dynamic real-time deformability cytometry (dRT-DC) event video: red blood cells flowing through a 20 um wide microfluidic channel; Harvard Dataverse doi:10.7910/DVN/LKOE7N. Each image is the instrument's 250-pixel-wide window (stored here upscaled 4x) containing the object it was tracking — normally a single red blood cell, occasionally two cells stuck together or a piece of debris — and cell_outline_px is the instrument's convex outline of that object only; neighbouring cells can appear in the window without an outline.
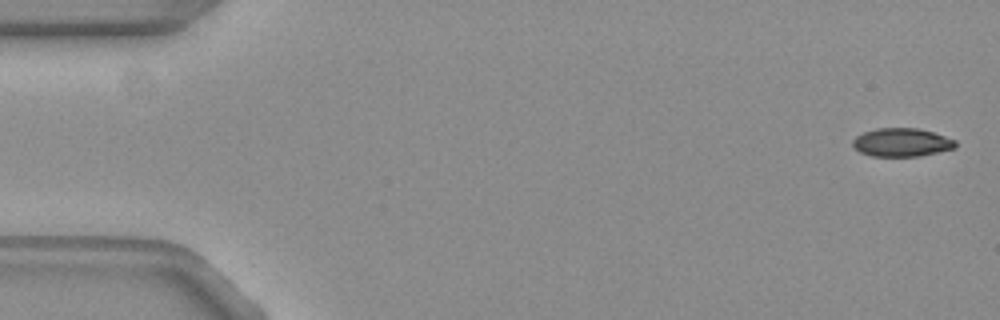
{"species": "common noctule bat (a hibernating species)", "species_latin": "Nyctalus noctula", "temperature_condition": "warm", "stored_images_in_passage": 16, "camera_frame_rate_fps": 3000, "um_per_image_px": 0.085, "animal": {"sex": "female", "body_mass_g": 19.3, "forearm_length_mm": 54.1}, "frame": {"image": 1, "passage_image": 2, "time_ms": 0.333, "image_size_px": [1000, 320], "cell_outline_px": [[956, 148], [916, 156], [872, 156], [860, 152], [852, 144], [852, 140], [856, 136], [864, 132], [876, 128], [916, 128], [932, 132], [956, 140]], "centroid_in_image_um": [76.62, 12.1], "position_along_channel_um": 8.4, "area_um2": 16.82}}
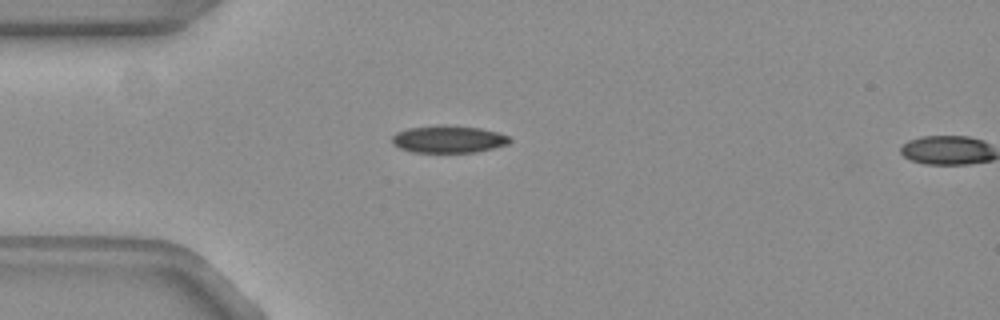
{"frame": {"image": 2, "passage_image": 15, "time_ms": 4.667, "image_size_px": [1000, 320], "cell_outline_px": [[512, 140], [508, 144], [492, 148], [472, 152], [416, 152], [400, 148], [392, 140], [392, 136], [396, 132], [408, 128], [436, 124], [448, 124], [480, 128], [496, 132], [508, 136]], "centroid_in_image_um": [38.12, 11.8], "position_along_channel_um": 46.9, "area_um2": 18.67}}